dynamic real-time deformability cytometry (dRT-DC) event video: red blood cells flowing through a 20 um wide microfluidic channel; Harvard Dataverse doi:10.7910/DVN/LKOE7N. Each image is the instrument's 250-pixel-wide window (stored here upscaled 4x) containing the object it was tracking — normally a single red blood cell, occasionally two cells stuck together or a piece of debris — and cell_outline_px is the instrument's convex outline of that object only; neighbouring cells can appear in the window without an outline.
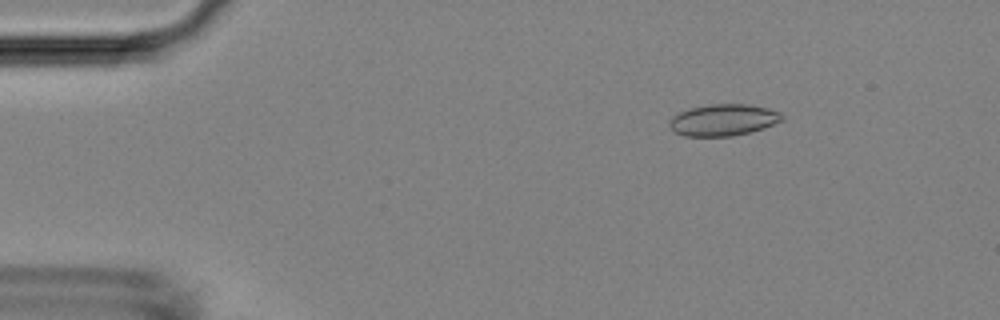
{"species": "Egyptian fruit bat (a non-hibernating species)", "species_latin": "Rousettus aegyptiacus", "temperature_condition": "room temperature", "stored_images_in_passage": 4, "camera_frame_rate_fps": 3000, "um_per_image_px": 0.085, "animal": {"sex": "female"}, "frame": {"image": 1, "passage_image": 2, "time_ms": 1.0, "image_size_px": [1000, 320], "cell_outline_px": [[784, 120], [764, 128], [732, 136], [684, 136], [676, 132], [668, 124], [672, 116], [688, 108], [708, 104], [748, 104], [768, 108], [780, 112], [784, 116]], "centroid_in_image_um": [61.49, 10.19], "position_along_channel_um": 23.5, "area_um2": 20.81}}